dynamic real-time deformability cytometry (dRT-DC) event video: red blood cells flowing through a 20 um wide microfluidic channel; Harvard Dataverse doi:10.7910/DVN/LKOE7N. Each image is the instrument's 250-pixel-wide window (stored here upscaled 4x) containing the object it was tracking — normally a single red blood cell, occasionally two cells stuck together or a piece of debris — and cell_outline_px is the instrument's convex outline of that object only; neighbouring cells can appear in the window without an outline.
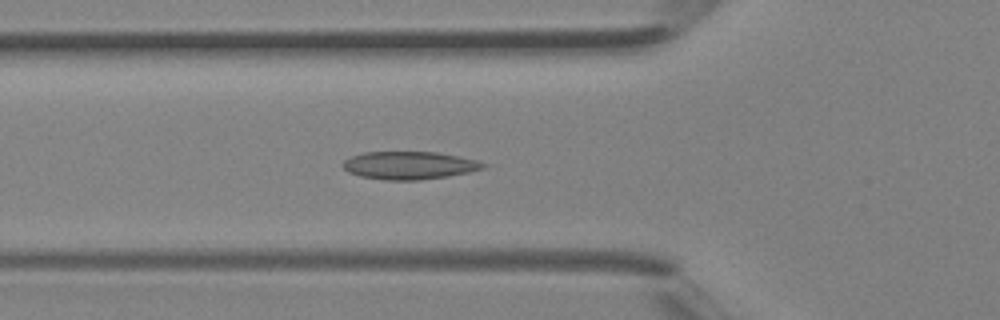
{"species": "Egyptian fruit bat (a non-hibernating species)", "species_latin": "Rousettus aegyptiacus", "temperature_condition": "room temperature", "stored_images_in_passage": 39, "camera_frame_rate_fps": 3000, "um_per_image_px": 0.085, "animal": {"sex": "female"}, "frame": {"image": 1, "passage_image": 13, "time_ms": 4.0, "image_size_px": [1000, 320], "cell_outline_px": [[484, 168], [468, 172], [448, 176], [420, 180], [384, 180], [360, 176], [348, 172], [344, 168], [344, 160], [348, 156], [364, 152], [436, 152], [460, 156], [480, 160], [484, 164]], "centroid_in_image_um": [34.78, 14.05], "position_along_channel_um": 91.0, "area_um2": 22.83}}
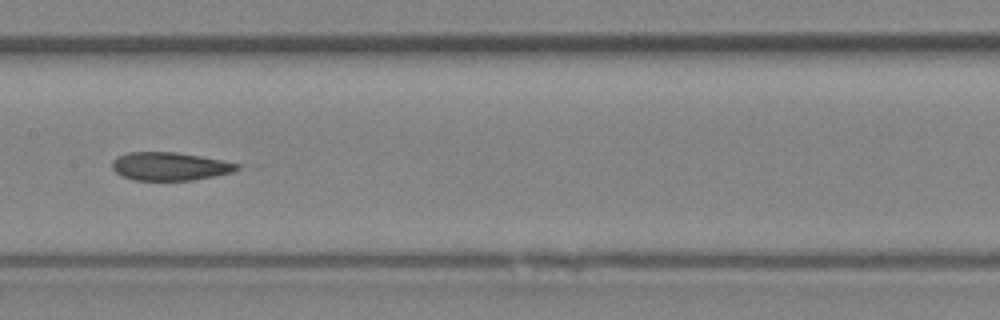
{"frame": {"image": 2, "passage_image": 19, "time_ms": 6.0, "image_size_px": [1000, 320], "cell_outline_px": [[240, 168], [232, 172], [216, 176], [192, 180], [132, 180], [120, 176], [112, 168], [112, 160], [116, 156], [128, 152], [176, 152], [220, 160], [240, 164]], "centroid_in_image_um": [14.39, 14.14], "position_along_channel_um": 193.0, "area_um2": 20.58}}
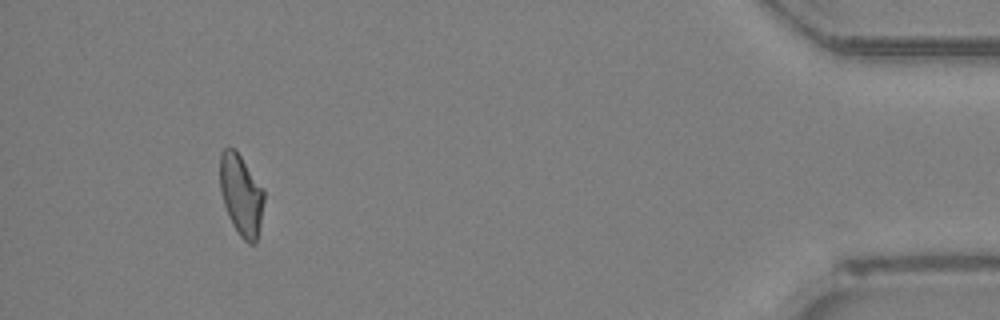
{"frame": {"image": 3, "passage_image": 36, "time_ms": 11.667, "image_size_px": [1000, 320], "cell_outline_px": [[264, 200], [260, 224], [256, 244], [248, 244], [240, 236], [232, 224], [228, 216], [224, 204], [220, 188], [220, 152], [224, 148], [232, 148], [240, 156], [264, 188]], "centroid_in_image_um": [20.5, 16.59], "position_along_channel_um": 414.7, "area_um2": 20.75}}